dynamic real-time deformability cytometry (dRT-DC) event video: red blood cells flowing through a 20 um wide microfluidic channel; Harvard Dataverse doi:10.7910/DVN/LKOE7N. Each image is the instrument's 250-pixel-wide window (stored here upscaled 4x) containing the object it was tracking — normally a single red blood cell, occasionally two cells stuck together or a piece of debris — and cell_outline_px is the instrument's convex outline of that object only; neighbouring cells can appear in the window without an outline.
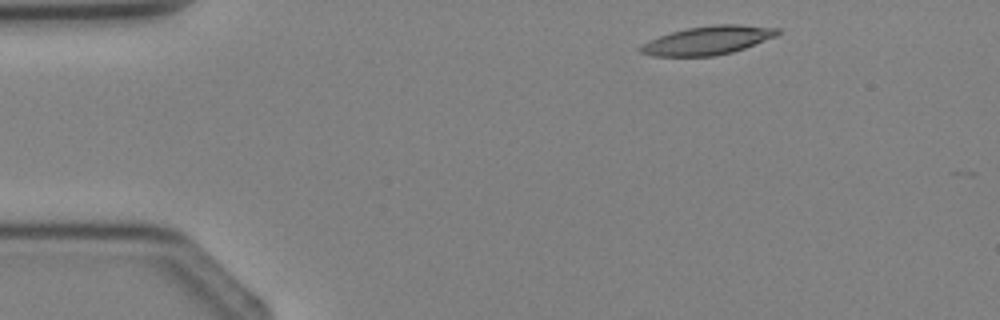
{"species": "Egyptian fruit bat (a non-hibernating species)", "species_latin": "Rousettus aegyptiacus", "temperature_condition": "cold", "stored_images_in_passage": 4, "segment_of_instrument_passage": [2, 2], "camera_frame_rate_fps": 3000, "um_per_image_px": 0.085, "animal": {"sex": "female"}, "frame": {"image": 1, "passage_image": 4, "time_ms": 4.667, "image_size_px": [1000, 320], "cell_outline_px": [[780, 32], [776, 36], [744, 48], [732, 52], [712, 56], [652, 56], [640, 52], [640, 48], [648, 40], [672, 32], [688, 28], [716, 24], [740, 24], [780, 28]], "centroid_in_image_um": [60.19, 3.42], "position_along_channel_um": 24.8, "area_um2": 22.6}}